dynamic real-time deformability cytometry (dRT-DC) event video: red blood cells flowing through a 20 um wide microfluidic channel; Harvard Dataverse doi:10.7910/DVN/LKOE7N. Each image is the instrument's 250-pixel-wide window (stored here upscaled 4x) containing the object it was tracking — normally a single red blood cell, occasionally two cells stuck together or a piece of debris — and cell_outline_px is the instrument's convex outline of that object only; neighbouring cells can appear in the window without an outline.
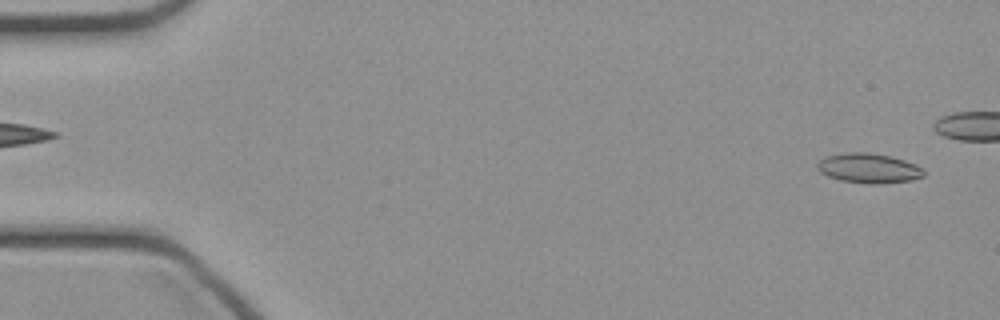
{"species": "common noctule bat (a hibernating species)", "species_latin": "Nyctalus noctula", "temperature_condition": "cold", "stored_images_in_passage": 38, "camera_frame_rate_fps": 3000, "um_per_image_px": 0.085, "animal": {"sex": "female", "body_mass_g": 21.9}, "frame": {"image": 1, "passage_image": 2, "time_ms": 0.333, "image_size_px": [1000, 320], "cell_outline_px": [[924, 176], [912, 180], [880, 184], [872, 184], [840, 180], [828, 176], [820, 172], [816, 168], [816, 164], [824, 156], [848, 152], [868, 152], [892, 156], [916, 164], [924, 168]], "centroid_in_image_um": [73.85, 14.29], "position_along_channel_um": 11.2, "area_um2": 18.67}}
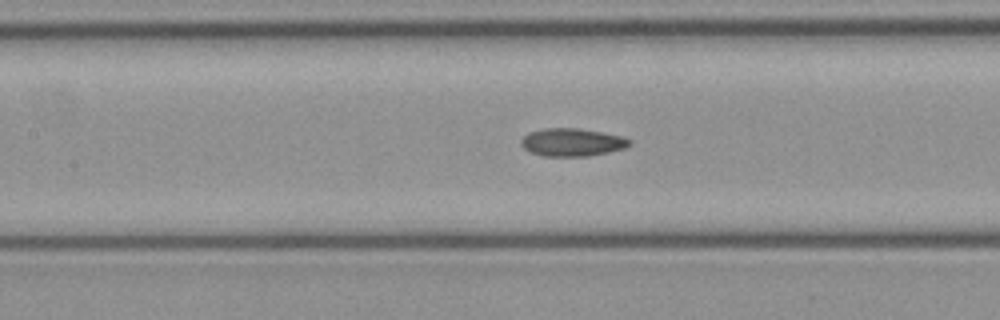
{"frame": {"image": 2, "passage_image": 21, "time_ms": 6.667, "image_size_px": [1000, 320], "cell_outline_px": [[632, 144], [624, 148], [608, 152], [588, 156], [544, 156], [532, 152], [524, 148], [520, 144], [520, 140], [528, 132], [544, 128], [580, 128], [620, 136], [632, 140]], "centroid_in_image_um": [48.61, 12.09], "position_along_channel_um": 158.8, "area_um2": 17.57}}
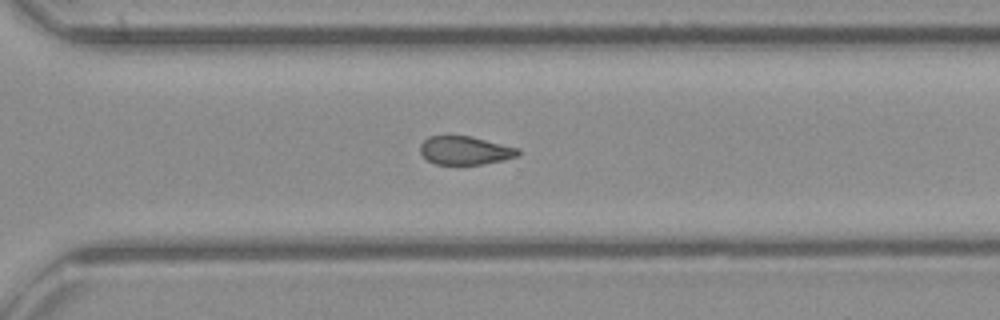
{"frame": {"image": 3, "passage_image": 33, "time_ms": 10.667, "image_size_px": [1000, 320], "cell_outline_px": [[520, 156], [504, 160], [484, 164], [436, 164], [428, 160], [420, 152], [420, 144], [428, 136], [472, 136], [520, 148]], "centroid_in_image_um": [39.58, 12.78], "position_along_channel_um": 331.0, "area_um2": 16.36}}